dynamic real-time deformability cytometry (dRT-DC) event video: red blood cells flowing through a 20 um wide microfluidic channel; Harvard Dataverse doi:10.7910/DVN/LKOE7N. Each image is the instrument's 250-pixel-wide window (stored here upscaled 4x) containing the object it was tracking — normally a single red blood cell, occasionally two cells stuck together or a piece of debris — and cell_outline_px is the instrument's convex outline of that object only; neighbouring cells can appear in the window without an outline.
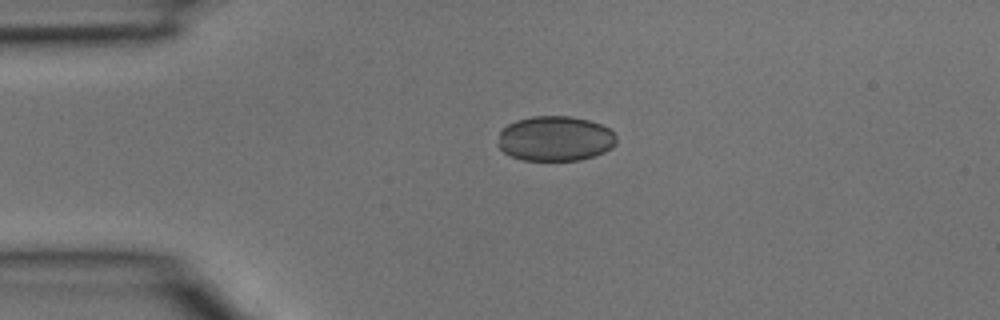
{"species": "common noctule bat (a hibernating species)", "species_latin": "Nyctalus noctula", "temperature_condition": "room temperature", "stored_images_in_passage": 2, "camera_frame_rate_fps": 3000, "um_per_image_px": 0.085, "animal": {"sex": "male", "body_mass_g": 15.6}, "frame": {"image": 1, "passage_image": 1, "time_ms": 0.0, "image_size_px": [1000, 320], "cell_outline_px": [[616, 144], [612, 148], [604, 152], [580, 160], [524, 160], [512, 156], [504, 152], [496, 144], [500, 132], [508, 124], [516, 120], [532, 116], [568, 116], [588, 120], [600, 124], [608, 128], [616, 136]], "centroid_in_image_um": [47.18, 11.78], "position_along_channel_um": 37.8, "area_um2": 31.04}}